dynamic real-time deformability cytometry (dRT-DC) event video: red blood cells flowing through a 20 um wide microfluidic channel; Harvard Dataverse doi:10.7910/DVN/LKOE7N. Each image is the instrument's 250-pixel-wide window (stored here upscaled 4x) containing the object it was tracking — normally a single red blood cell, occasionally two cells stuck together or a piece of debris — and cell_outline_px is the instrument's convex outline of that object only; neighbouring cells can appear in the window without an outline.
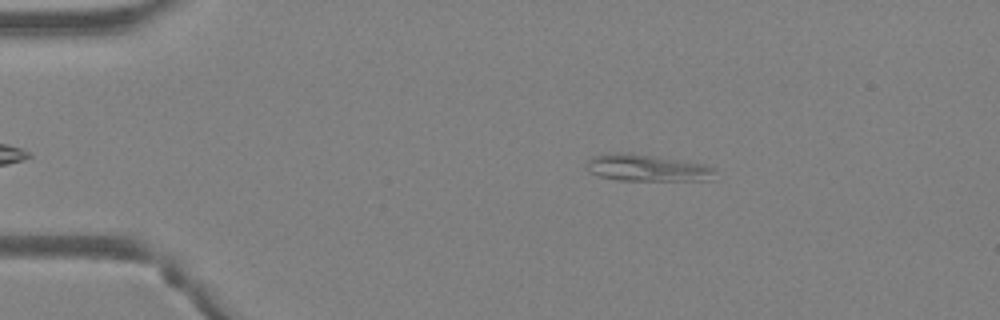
{"species": "Egyptian fruit bat (a non-hibernating species)", "species_latin": "Rousettus aegyptiacus", "temperature_condition": "warm", "stored_images_in_passage": 9, "camera_frame_rate_fps": 3000, "um_per_image_px": 0.085, "animal": {"sex": "female"}, "frame": {"image": 1, "passage_image": 4, "time_ms": 1.0, "image_size_px": [1000, 320], "cell_outline_px": [[716, 168], [712, 180], [616, 180], [600, 176], [588, 172], [584, 168], [588, 160], [592, 156], [612, 152], [624, 152], [704, 164]], "centroid_in_image_um": [54.94, 14.27], "position_along_channel_um": 30.1, "area_um2": 20.0}}